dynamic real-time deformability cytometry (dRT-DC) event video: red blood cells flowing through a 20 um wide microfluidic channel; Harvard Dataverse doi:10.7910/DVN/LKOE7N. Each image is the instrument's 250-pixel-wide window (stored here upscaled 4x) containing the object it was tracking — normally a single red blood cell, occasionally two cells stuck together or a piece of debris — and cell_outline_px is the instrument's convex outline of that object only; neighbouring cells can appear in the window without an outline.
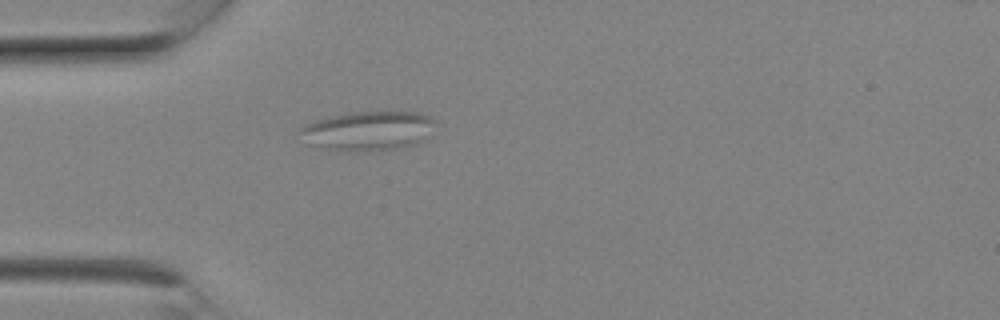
{"species": "Egyptian fruit bat (a non-hibernating species)", "species_latin": "Rousettus aegyptiacus", "temperature_condition": "room temperature", "stored_images_in_passage": 2, "camera_frame_rate_fps": 3000, "um_per_image_px": 0.085, "animal": {"sex": "female"}, "frame": {"image": 1, "passage_image": 2, "time_ms": 0.333, "image_size_px": [1000, 320], "cell_outline_px": [[436, 120], [428, 140], [416, 144], [400, 148], [368, 152], [344, 152], [320, 148], [304, 144], [300, 132], [300, 128], [304, 124], [328, 116], [348, 112], [420, 112], [432, 116]], "centroid_in_image_um": [31.29, 11.14], "position_along_channel_um": 53.7, "area_um2": 32.14}}